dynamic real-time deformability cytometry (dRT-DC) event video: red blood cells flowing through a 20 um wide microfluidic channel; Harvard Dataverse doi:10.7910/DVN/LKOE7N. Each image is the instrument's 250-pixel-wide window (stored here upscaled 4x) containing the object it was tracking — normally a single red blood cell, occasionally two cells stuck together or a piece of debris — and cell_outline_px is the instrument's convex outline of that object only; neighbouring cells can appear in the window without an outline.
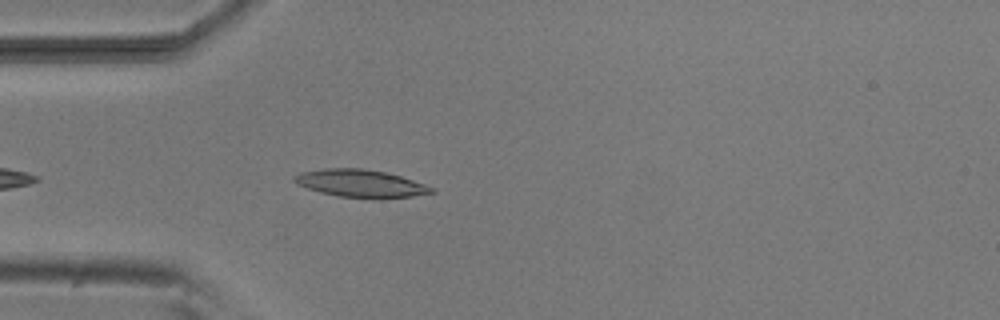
{"species": "common noctule bat (a hibernating species)", "species_latin": "Nyctalus noctula", "temperature_condition": "room temperature", "stored_images_in_passage": 39, "camera_frame_rate_fps": 3000, "um_per_image_px": 0.085, "animal": {"sex": "male", "body_mass_g": 20.5, "forearm_length_mm": 52.5}, "frame": {"image": 1, "passage_image": 3, "time_ms": 0.667, "image_size_px": [1000, 320], "cell_outline_px": [[436, 192], [412, 196], [380, 200], [340, 196], [320, 192], [296, 184], [292, 180], [292, 176], [304, 172], [324, 168], [360, 168], [384, 172], [400, 176], [436, 188]], "centroid_in_image_um": [30.68, 15.61], "position_along_channel_um": 54.3, "area_um2": 22.25}}
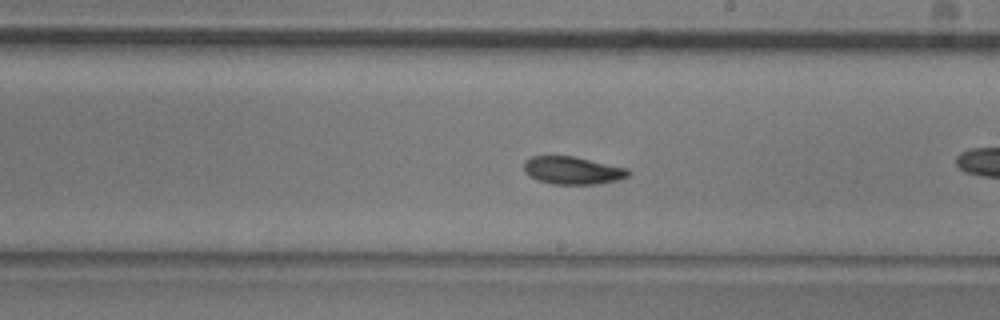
{"frame": {"image": 2, "passage_image": 15, "time_ms": 4.667, "image_size_px": [1000, 320], "cell_outline_px": [[628, 176], [620, 180], [596, 184], [552, 184], [536, 180], [524, 168], [524, 160], [532, 156], [572, 156], [628, 168]], "centroid_in_image_um": [48.68, 14.49], "position_along_channel_um": 240.3, "area_um2": 16.7}}
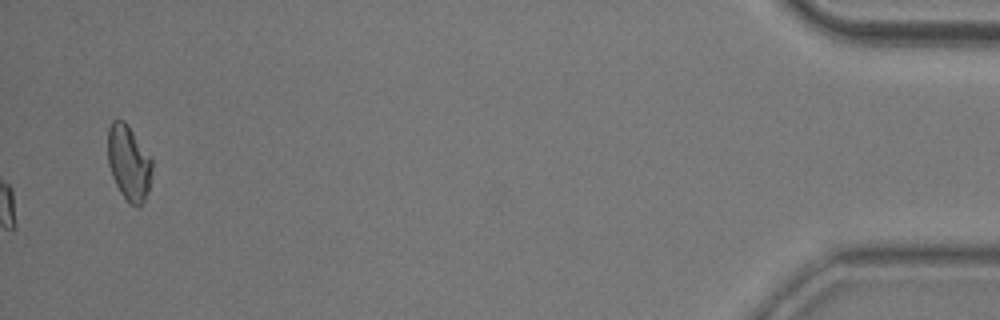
{"frame": {"image": 3, "passage_image": 39, "time_ms": 12.667, "image_size_px": [1000, 320], "cell_outline_px": [[152, 168], [148, 192], [140, 208], [136, 208], [128, 204], [120, 192], [112, 176], [108, 164], [108, 128], [112, 120], [124, 120], [128, 124], [152, 160]], "centroid_in_image_um": [10.94, 13.87], "position_along_channel_um": 424.3, "area_um2": 19.54}, "authors_computed_cell_mechanics": {"area_um2": 16.762, "velocity_mm_per_s": 3.8051, "shape_relaxation_time_tau1_ms": 2.9604, "shape_relaxation_time_tau2_ms": 4.3015, "deformation_change_tau1": 0.0937, "deformation_change_tau2": 0.0663}}